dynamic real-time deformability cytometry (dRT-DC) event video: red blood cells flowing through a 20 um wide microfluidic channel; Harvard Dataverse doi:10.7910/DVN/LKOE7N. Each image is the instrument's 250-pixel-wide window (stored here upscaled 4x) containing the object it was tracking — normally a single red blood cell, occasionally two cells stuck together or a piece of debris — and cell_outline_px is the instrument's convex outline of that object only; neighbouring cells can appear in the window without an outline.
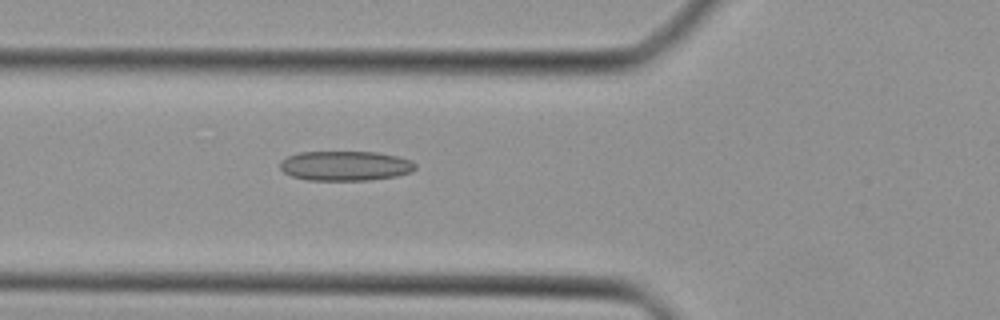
{"species": "Egyptian fruit bat (a non-hibernating species)", "species_latin": "Rousettus aegyptiacus", "temperature_condition": "cold", "stored_images_in_passage": 31, "camera_frame_rate_fps": 3000, "um_per_image_px": 0.085, "animal": {"sex": "female"}, "frame": {"image": 1, "passage_image": 3, "time_ms": 0.667, "image_size_px": [1000, 320], "cell_outline_px": [[416, 168], [412, 172], [396, 176], [368, 180], [308, 180], [292, 176], [284, 172], [280, 168], [280, 160], [288, 156], [300, 152], [376, 152], [396, 156], [412, 160], [416, 164]], "centroid_in_image_um": [29.36, 14.09], "position_along_channel_um": 96.4, "area_um2": 23.47}}
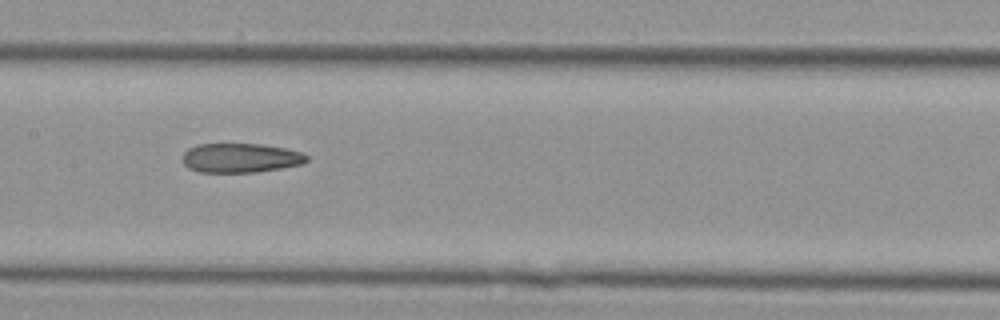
{"frame": {"image": 2, "passage_image": 9, "time_ms": 2.667, "image_size_px": [1000, 320], "cell_outline_px": [[308, 160], [304, 164], [256, 172], [200, 172], [188, 168], [184, 164], [184, 152], [188, 148], [196, 144], [264, 144], [284, 148], [300, 152], [308, 156]], "centroid_in_image_um": [20.45, 13.42], "position_along_channel_um": 186.9, "area_um2": 21.21}}
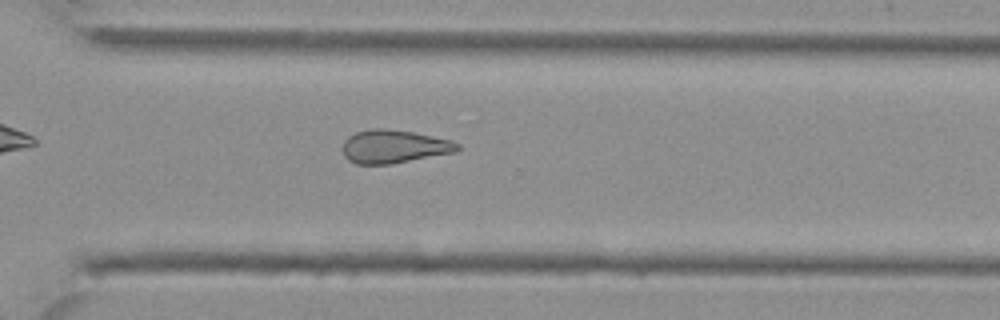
{"frame": {"image": 3, "passage_image": 19, "time_ms": 6.0, "image_size_px": [1000, 320], "cell_outline_px": [[460, 148], [456, 152], [392, 164], [356, 164], [348, 160], [344, 156], [344, 140], [348, 136], [356, 132], [372, 128], [384, 128], [412, 132], [452, 140], [460, 144]], "centroid_in_image_um": [33.5, 12.46], "position_along_channel_um": 337.1, "area_um2": 22.31}}